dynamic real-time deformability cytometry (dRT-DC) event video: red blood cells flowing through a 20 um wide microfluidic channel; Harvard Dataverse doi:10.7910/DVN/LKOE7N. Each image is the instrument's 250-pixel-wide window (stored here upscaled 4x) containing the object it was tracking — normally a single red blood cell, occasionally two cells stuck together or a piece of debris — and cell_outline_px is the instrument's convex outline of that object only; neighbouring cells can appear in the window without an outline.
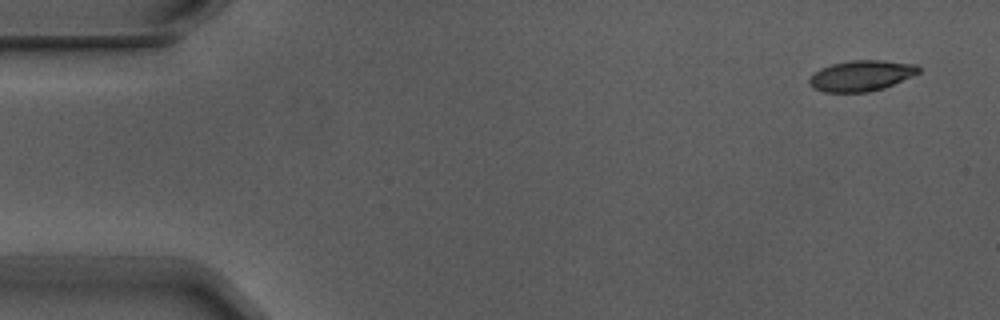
{"species": "Egyptian fruit bat (a non-hibernating species)", "species_latin": "Rousettus aegyptiacus", "temperature_condition": "warm", "stored_images_in_passage": 9, "camera_frame_rate_fps": 3000, "um_per_image_px": 0.085, "animal": {"sex": "male"}, "frame": {"image": 1, "passage_image": 1, "time_ms": 0.0, "image_size_px": [1000, 320], "cell_outline_px": [[920, 72], [912, 76], [884, 88], [868, 92], [824, 92], [812, 88], [808, 84], [808, 80], [820, 68], [832, 64], [852, 60], [880, 60], [916, 64], [920, 68]], "centroid_in_image_um": [73.2, 6.44], "position_along_channel_um": 11.8, "area_um2": 19.54}}
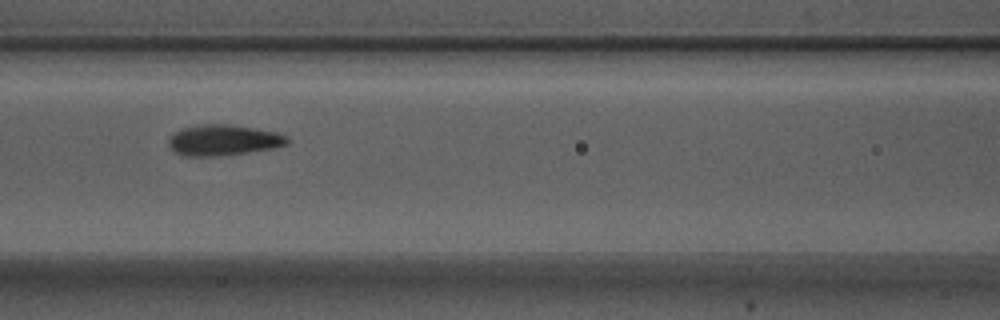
{"frame": {"image": 2, "passage_image": 7, "time_ms": 2.0, "image_size_px": [1000, 320], "cell_outline_px": [[292, 140], [288, 144], [276, 148], [220, 156], [184, 156], [176, 152], [168, 144], [168, 140], [172, 132], [180, 128], [200, 124], [228, 124], [276, 132], [288, 136]], "centroid_in_image_um": [19.0, 11.91], "position_along_channel_um": 147.6, "area_um2": 21.56}}
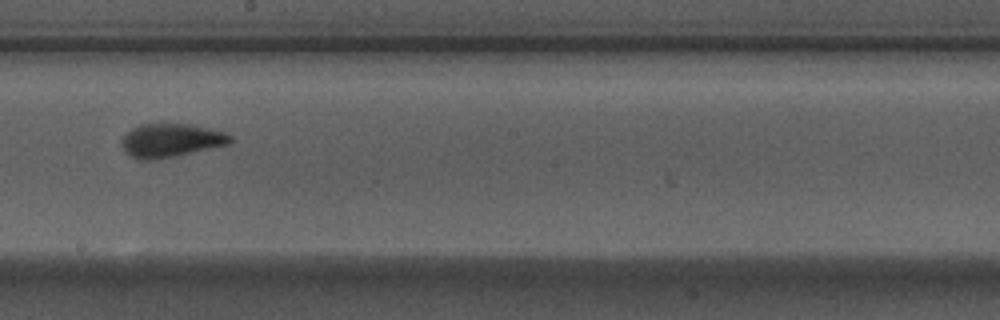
{"frame": {"image": 3, "passage_image": 9, "time_ms": 2.667, "image_size_px": [1000, 320], "cell_outline_px": [[232, 140], [228, 144], [176, 156], [156, 160], [140, 160], [124, 152], [120, 144], [124, 136], [132, 128], [140, 124], [188, 124], [224, 132], [232, 136]], "centroid_in_image_um": [14.48, 11.95], "position_along_channel_um": 233.7, "area_um2": 21.1}}